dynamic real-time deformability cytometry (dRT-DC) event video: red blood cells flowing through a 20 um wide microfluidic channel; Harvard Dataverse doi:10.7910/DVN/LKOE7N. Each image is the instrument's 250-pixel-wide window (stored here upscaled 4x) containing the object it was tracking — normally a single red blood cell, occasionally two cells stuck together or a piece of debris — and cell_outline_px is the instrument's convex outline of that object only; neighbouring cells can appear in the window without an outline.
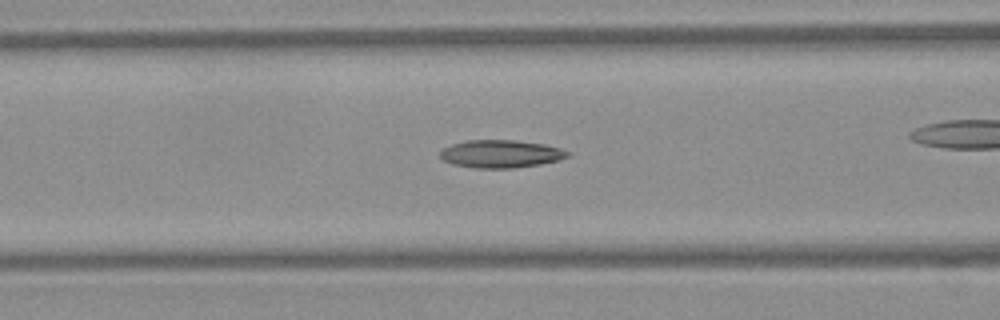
{"species": "Egyptian fruit bat (a non-hibernating species)", "species_latin": "Rousettus aegyptiacus", "temperature_condition": "warm", "stored_images_in_passage": 28, "camera_frame_rate_fps": 3000, "um_per_image_px": 0.085, "frame": {"image": 1, "passage_image": 5, "time_ms": 1.333, "image_size_px": [1000, 320], "cell_outline_px": [[572, 152], [568, 156], [560, 160], [540, 164], [512, 168], [476, 168], [452, 164], [444, 160], [440, 156], [440, 152], [444, 148], [452, 144], [468, 140], [516, 140], [544, 144], [560, 148]], "centroid_in_image_um": [42.6, 13.08], "position_along_channel_um": 124.0, "area_um2": 20.63}}
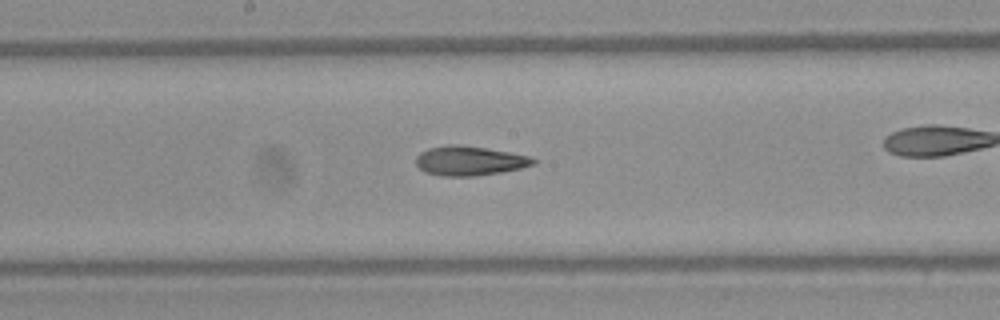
{"frame": {"image": 2, "passage_image": 11, "time_ms": 3.333, "image_size_px": [1000, 320], "cell_outline_px": [[536, 164], [520, 168], [500, 172], [472, 176], [440, 176], [424, 172], [416, 164], [416, 156], [420, 152], [428, 148], [448, 144], [460, 144], [532, 156], [536, 160]], "centroid_in_image_um": [39.88, 13.66], "position_along_channel_um": 208.3, "area_um2": 20.17}}
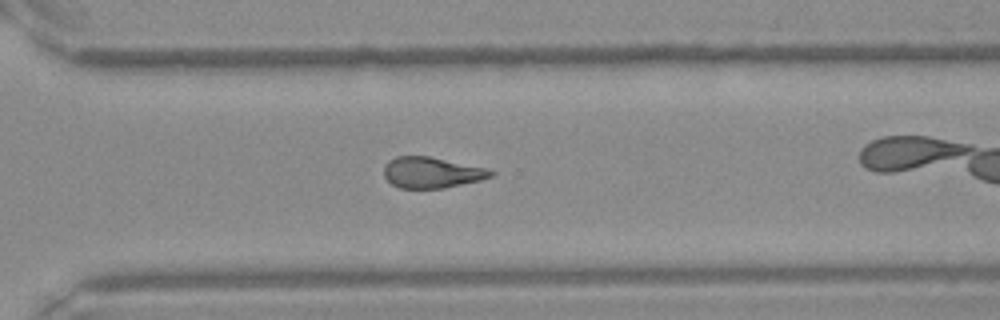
{"frame": {"image": 3, "passage_image": 20, "time_ms": 6.333, "image_size_px": [1000, 320], "cell_outline_px": [[496, 172], [492, 176], [480, 180], [444, 188], [400, 188], [392, 184], [384, 176], [384, 164], [388, 160], [396, 156], [428, 156], [488, 168]], "centroid_in_image_um": [36.69, 14.66], "position_along_channel_um": 333.9, "area_um2": 19.31}, "authors_computed_cell_mechanics": {"area_um2": 19.8832, "velocity_mm_per_s": 4.1923, "shape_relaxation_time_tau1_ms": null, "shape_relaxation_time_tau2_ms": 2.5175, "deformation_change_tau1": null, "deformation_change_tau2": 0.1223}}